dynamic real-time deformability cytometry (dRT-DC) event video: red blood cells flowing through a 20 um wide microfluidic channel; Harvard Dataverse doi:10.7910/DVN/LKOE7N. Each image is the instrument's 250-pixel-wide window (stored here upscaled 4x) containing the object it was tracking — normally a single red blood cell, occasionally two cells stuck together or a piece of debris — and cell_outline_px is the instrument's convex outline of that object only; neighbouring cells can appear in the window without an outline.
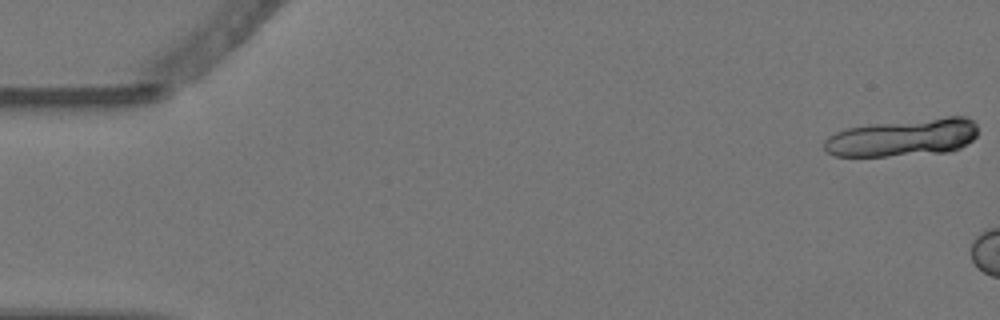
{"species": "Egyptian fruit bat (a non-hibernating species)", "species_latin": "Rousettus aegyptiacus", "temperature_condition": "warm", "stored_images_in_passage": 4, "camera_frame_rate_fps": 3000, "um_per_image_px": 0.085, "animal": {"sex": "female"}, "frame": {"image": 1, "passage_image": 1, "time_ms": 0.0, "image_size_px": [1000, 320], "cell_outline_px": [[976, 136], [972, 140], [960, 148], [948, 152], [888, 156], [836, 156], [828, 152], [824, 148], [824, 140], [828, 136], [836, 132], [848, 128], [872, 124], [948, 116], [964, 116], [972, 120], [976, 124]], "centroid_in_image_um": [76.77, 11.69], "position_along_channel_um": 8.2, "area_um2": 33.58}}